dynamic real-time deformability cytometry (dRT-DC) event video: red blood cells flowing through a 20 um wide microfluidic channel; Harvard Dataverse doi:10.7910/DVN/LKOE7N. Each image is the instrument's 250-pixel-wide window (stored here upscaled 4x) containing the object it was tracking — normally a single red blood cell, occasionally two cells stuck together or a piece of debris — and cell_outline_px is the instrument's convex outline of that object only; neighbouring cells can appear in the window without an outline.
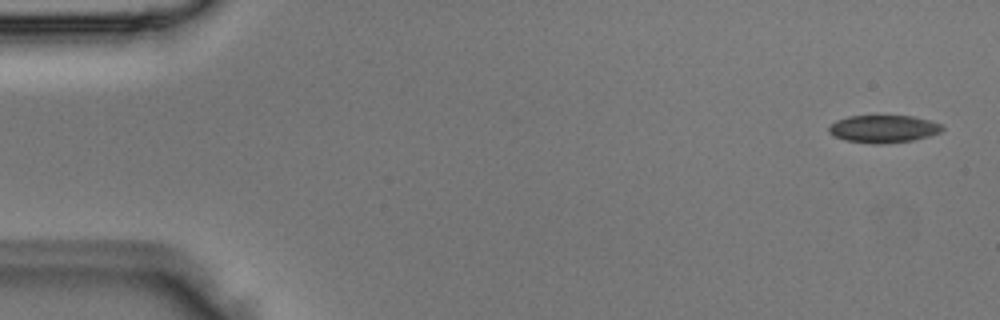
{"species": "Egyptian fruit bat (a non-hibernating species)", "species_latin": "Rousettus aegyptiacus", "temperature_condition": "room temperature", "stored_images_in_passage": 4, "camera_frame_rate_fps": 3000, "um_per_image_px": 0.085, "animal": {"sex": "male"}, "frame": {"image": 1, "passage_image": 1, "time_ms": 0.0, "image_size_px": [1000, 320], "cell_outline_px": [[944, 128], [940, 132], [928, 136], [912, 140], [884, 144], [872, 144], [844, 140], [832, 136], [828, 132], [828, 128], [836, 120], [848, 116], [912, 116], [928, 120], [940, 124]], "centroid_in_image_um": [75.04, 10.96], "position_along_channel_um": 10.0, "area_um2": 18.21}}